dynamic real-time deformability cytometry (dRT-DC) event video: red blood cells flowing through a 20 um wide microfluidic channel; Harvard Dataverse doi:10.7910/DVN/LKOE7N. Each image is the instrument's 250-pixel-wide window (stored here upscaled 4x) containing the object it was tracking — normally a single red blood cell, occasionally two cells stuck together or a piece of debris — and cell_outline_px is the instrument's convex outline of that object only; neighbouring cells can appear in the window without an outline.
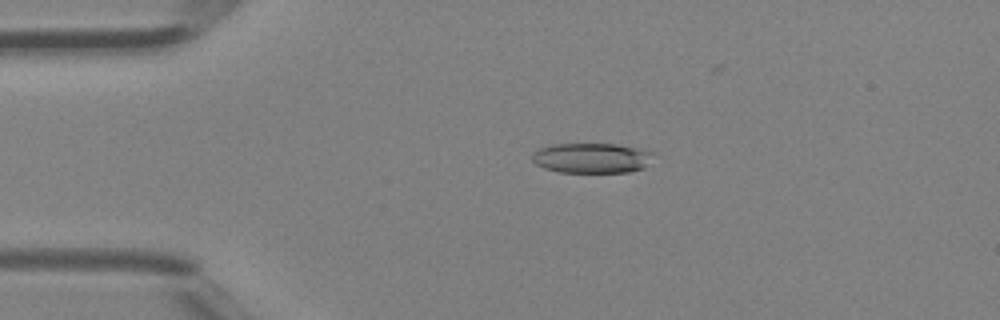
{"species": "Egyptian fruit bat (a non-hibernating species)", "species_latin": "Rousettus aegyptiacus", "temperature_condition": "room temperature", "stored_images_in_passage": 3, "camera_frame_rate_fps": 3000, "um_per_image_px": 0.085, "animal": {"sex": "female"}, "frame": {"image": 1, "passage_image": 2, "time_ms": 0.333, "image_size_px": [1000, 320], "cell_outline_px": [[656, 152], [644, 168], [628, 172], [560, 172], [544, 168], [536, 164], [532, 160], [532, 152], [540, 148], [552, 144], [616, 144]], "centroid_in_image_um": [50.29, 13.43], "position_along_channel_um": 34.7, "area_um2": 21.27}}